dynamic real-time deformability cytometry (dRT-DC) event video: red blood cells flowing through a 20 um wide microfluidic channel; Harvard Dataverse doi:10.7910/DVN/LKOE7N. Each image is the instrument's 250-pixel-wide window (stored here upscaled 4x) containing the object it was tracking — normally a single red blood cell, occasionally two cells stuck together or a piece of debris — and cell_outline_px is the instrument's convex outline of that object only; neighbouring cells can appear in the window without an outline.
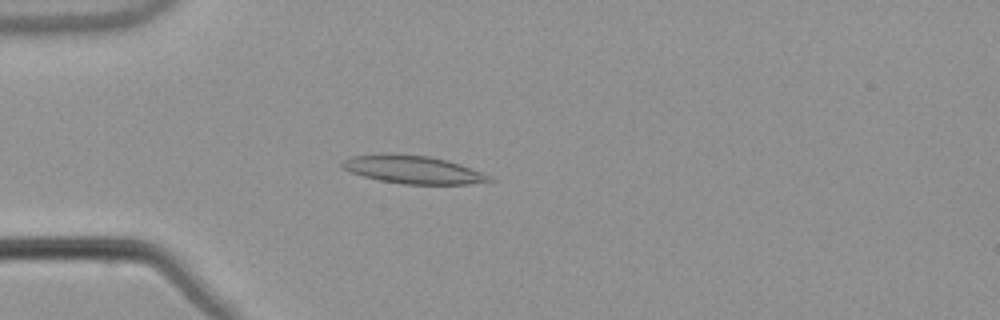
{"species": "common noctule bat (a hibernating species)", "species_latin": "Nyctalus noctula", "temperature_condition": "warm", "stored_images_in_passage": 53, "camera_frame_rate_fps": 3000, "um_per_image_px": 0.085, "animal": {"sex": "male", "body_mass_g": 21.5, "forearm_length_mm": 52.0}, "frame": {"image": 1, "passage_image": 15, "time_ms": 4.667, "image_size_px": [1000, 320], "cell_outline_px": [[496, 180], [468, 184], [404, 184], [380, 180], [364, 176], [340, 168], [340, 164], [344, 160], [352, 156], [428, 156], [448, 160], [460, 164], [480, 172]], "centroid_in_image_um": [35.14, 14.46], "position_along_channel_um": 49.9, "area_um2": 22.89}}
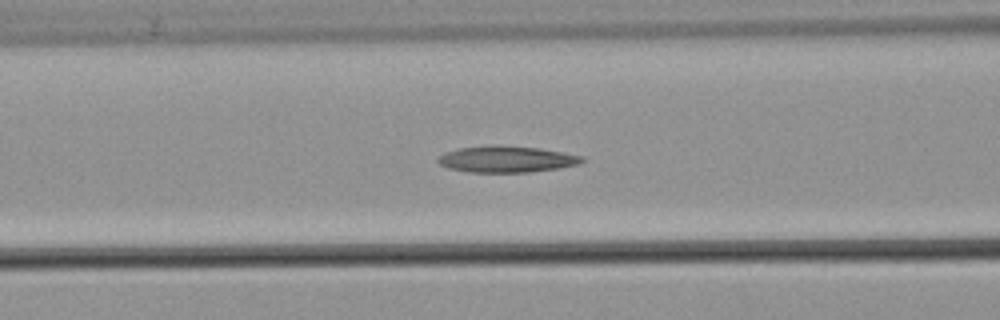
{"frame": {"image": 2, "passage_image": 22, "time_ms": 7.0, "image_size_px": [1000, 320], "cell_outline_px": [[588, 160], [580, 164], [532, 172], [468, 172], [448, 168], [440, 164], [436, 160], [444, 152], [460, 148], [488, 144], [500, 144], [540, 148], [584, 156]], "centroid_in_image_um": [43.08, 13.51], "position_along_channel_um": 123.5, "area_um2": 22.54}}
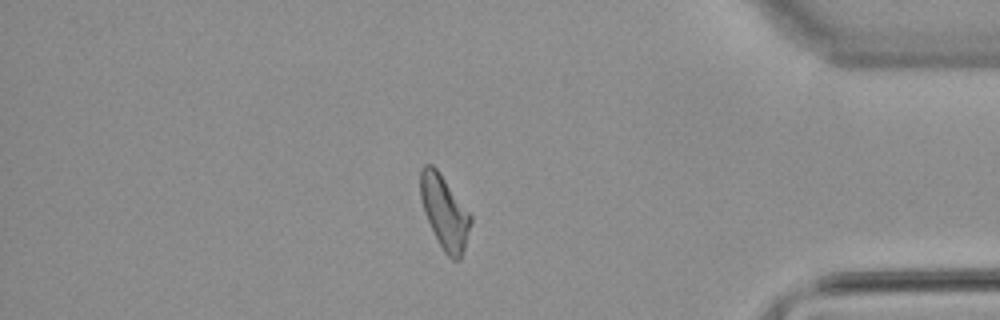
{"frame": {"image": 3, "passage_image": 46, "time_ms": 15.0, "image_size_px": [1000, 320], "cell_outline_px": [[472, 220], [464, 248], [460, 260], [452, 260], [444, 252], [424, 212], [420, 196], [420, 168], [424, 164], [432, 164], [436, 168], [472, 216]], "centroid_in_image_um": [37.77, 18.02], "position_along_channel_um": 397.4, "area_um2": 21.1}, "authors_computed_cell_mechanics": {"area_um2": 21.8484, "velocity_mm_per_s": 3.8091, "shape_relaxation_time_tau1_ms": null, "shape_relaxation_time_tau2_ms": 5.148, "deformation_change_tau1": null, "deformation_change_tau2": 0.1546}}